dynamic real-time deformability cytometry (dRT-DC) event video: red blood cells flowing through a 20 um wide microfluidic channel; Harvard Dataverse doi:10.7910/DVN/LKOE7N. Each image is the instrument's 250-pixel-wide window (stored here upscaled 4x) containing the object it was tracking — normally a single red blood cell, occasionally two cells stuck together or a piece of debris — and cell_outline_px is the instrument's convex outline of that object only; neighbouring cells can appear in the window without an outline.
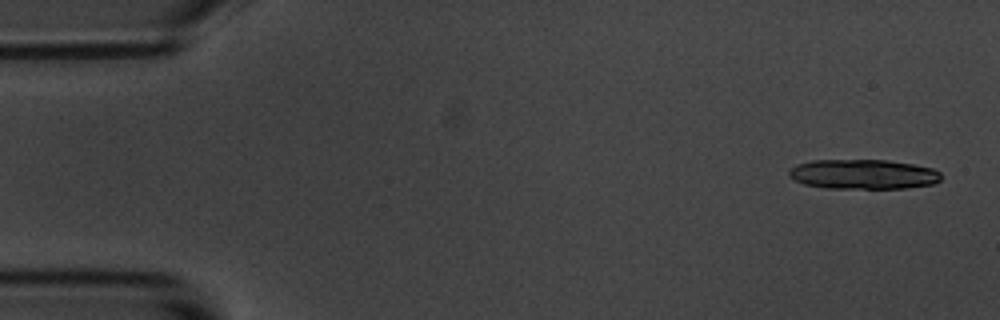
{"species": "common noctule bat (a hibernating species)", "species_latin": "Nyctalus noctula", "temperature_condition": "room temperature", "stored_images_in_passage": 5, "camera_frame_rate_fps": 3000, "um_per_image_px": 0.085, "animal": {"sex": "male", "body_mass_g": 20.1, "forearm_length_mm": 53.5}, "frame": {"image": 1, "passage_image": 1, "time_ms": 0.0, "image_size_px": [1000, 320], "cell_outline_px": [[940, 180], [936, 184], [908, 188], [824, 188], [804, 184], [792, 180], [788, 176], [788, 172], [796, 164], [812, 160], [888, 160], [912, 164], [932, 168], [940, 172]], "centroid_in_image_um": [73.36, 14.81], "position_along_channel_um": 11.6, "area_um2": 26.59}}
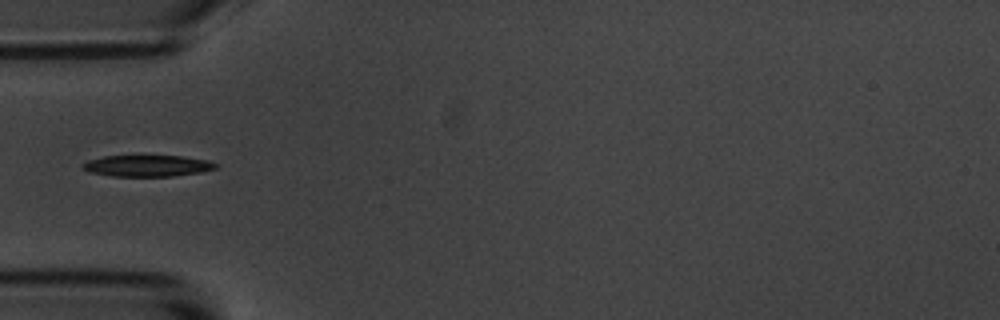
{"frame": {"image": 2, "passage_image": 5, "time_ms": 5.333, "image_size_px": [1000, 320], "cell_outline_px": [[220, 164], [216, 168], [200, 172], [172, 176], [112, 176], [88, 172], [84, 168], [84, 164], [88, 160], [104, 156], [180, 156], [208, 160]], "centroid_in_image_um": [12.56, 14.09], "position_along_channel_um": 72.4, "area_um2": 16.42}}